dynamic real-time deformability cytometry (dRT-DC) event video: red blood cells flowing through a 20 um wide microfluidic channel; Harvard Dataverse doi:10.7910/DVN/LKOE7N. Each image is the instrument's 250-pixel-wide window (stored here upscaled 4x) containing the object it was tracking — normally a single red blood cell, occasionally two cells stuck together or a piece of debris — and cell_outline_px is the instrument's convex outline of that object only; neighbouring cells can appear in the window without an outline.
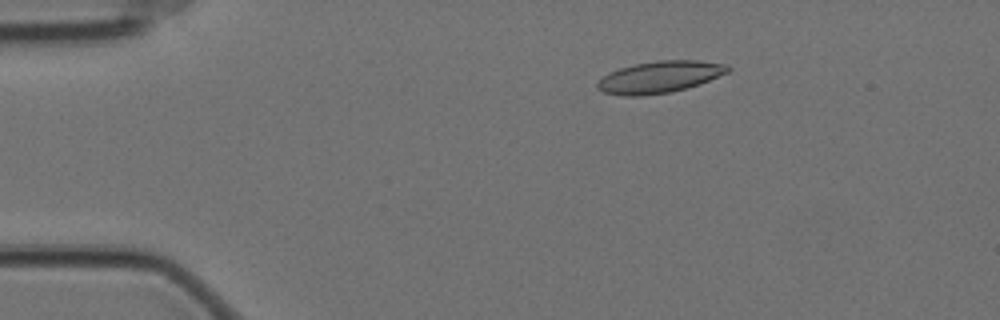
{"species": "Egyptian fruit bat (a non-hibernating species)", "species_latin": "Rousettus aegyptiacus", "temperature_condition": "cold", "stored_images_in_passage": 56, "camera_frame_rate_fps": 3000, "um_per_image_px": 0.085, "animal": {"sex": "female"}, "frame": {"image": 1, "passage_image": 8, "time_ms": 2.333, "image_size_px": [1000, 320], "cell_outline_px": [[732, 68], [728, 72], [700, 84], [688, 88], [672, 92], [640, 96], [624, 96], [604, 92], [596, 88], [596, 84], [608, 72], [620, 68], [636, 64], [656, 60], [700, 60], [728, 64]], "centroid_in_image_um": [56.1, 6.54], "position_along_channel_um": 28.9, "area_um2": 24.33}}
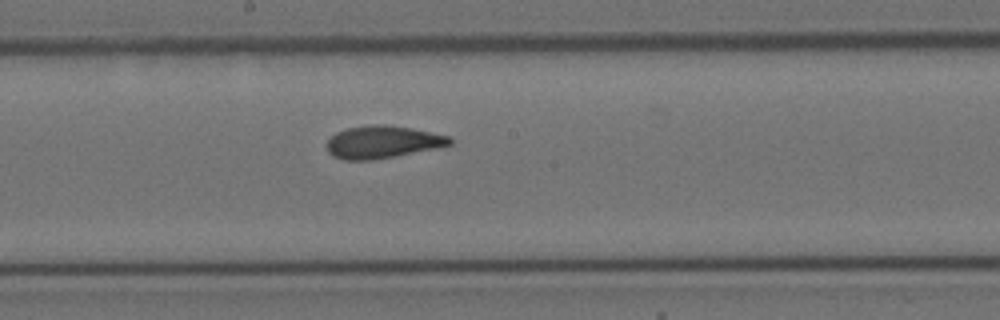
{"frame": {"image": 2, "passage_image": 29, "time_ms": 9.333, "image_size_px": [1000, 320], "cell_outline_px": [[452, 144], [436, 148], [372, 160], [344, 160], [332, 156], [328, 152], [328, 140], [336, 132], [348, 128], [372, 124], [384, 124], [408, 128], [448, 136], [452, 140]], "centroid_in_image_um": [32.47, 12.08], "position_along_channel_um": 215.7, "area_um2": 22.89}}
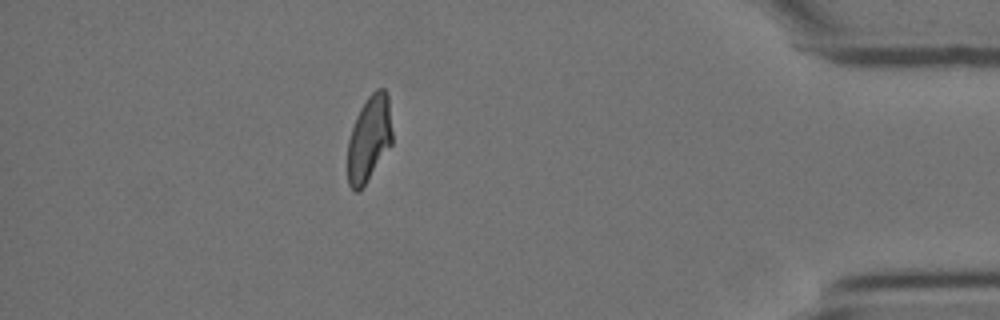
{"frame": {"image": 3, "passage_image": 49, "time_ms": 16.0, "image_size_px": [1000, 320], "cell_outline_px": [[392, 144], [364, 184], [356, 192], [348, 184], [348, 140], [356, 116], [360, 108], [368, 96], [376, 88], [384, 88], [388, 92], [392, 132]], "centroid_in_image_um": [31.39, 11.72], "position_along_channel_um": 403.8, "area_um2": 22.14}, "authors_computed_cell_mechanics": {"area_um2": 23.3223, "velocity_mm_per_s": 3.4904, "shape_relaxation_time_tau1_ms": 8.9418, "shape_relaxation_time_tau2_ms": 2.4854, "deformation_change_tau1": 0.2107, "deformation_change_tau2": 0.0713}}